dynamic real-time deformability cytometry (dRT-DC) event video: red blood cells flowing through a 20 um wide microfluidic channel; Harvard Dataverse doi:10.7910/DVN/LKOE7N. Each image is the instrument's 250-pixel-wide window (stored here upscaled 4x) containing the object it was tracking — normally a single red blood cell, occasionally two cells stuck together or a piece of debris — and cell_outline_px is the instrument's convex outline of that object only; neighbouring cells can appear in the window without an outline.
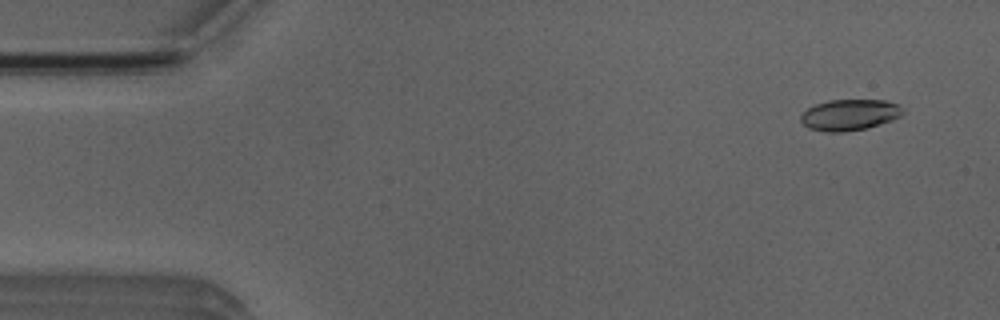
{"species": "Egyptian fruit bat (a non-hibernating species)", "species_latin": "Rousettus aegyptiacus", "temperature_condition": "room temperature", "stored_images_in_passage": 5, "camera_frame_rate_fps": 3000, "um_per_image_px": 0.085, "animal": {"sex": "male"}, "frame": {"image": 1, "passage_image": 1, "time_ms": 0.0, "image_size_px": [1000, 320], "cell_outline_px": [[904, 112], [900, 116], [892, 120], [864, 128], [844, 132], [828, 132], [808, 128], [800, 120], [800, 116], [808, 108], [816, 104], [828, 100], [884, 100], [900, 104], [904, 108]], "centroid_in_image_um": [72.23, 9.75], "position_along_channel_um": 12.8, "area_um2": 18.44}}